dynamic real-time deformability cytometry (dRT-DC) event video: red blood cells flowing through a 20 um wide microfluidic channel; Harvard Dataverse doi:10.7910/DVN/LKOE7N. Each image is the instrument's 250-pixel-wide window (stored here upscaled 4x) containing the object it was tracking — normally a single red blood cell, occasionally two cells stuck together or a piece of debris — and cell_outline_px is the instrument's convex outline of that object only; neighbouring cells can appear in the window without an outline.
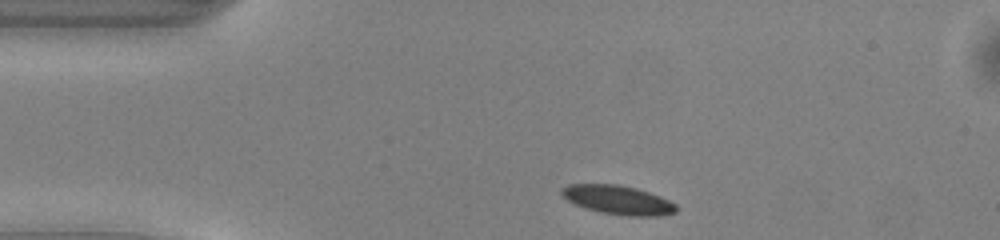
{"species": "common noctule bat (a hibernating species)", "species_latin": "Nyctalus noctula", "temperature_condition": "warm", "stored_images_in_passage": 41, "camera_frame_rate_fps": 3000, "um_per_image_px": 0.085, "animal": {"sex": "male", "body_mass_g": 13.0, "forearm_length_mm": 53.1}, "frame": {"image": 1, "passage_image": 1, "time_ms": 0.0, "image_size_px": [1000, 240], "cell_outline_px": [[676, 212], [656, 216], [628, 216], [600, 212], [576, 204], [568, 200], [560, 192], [560, 188], [568, 184], [616, 184], [636, 188], [660, 196], [676, 204]], "centroid_in_image_um": [52.52, 16.98], "position_along_channel_um": 32.5, "area_um2": 19.13}}
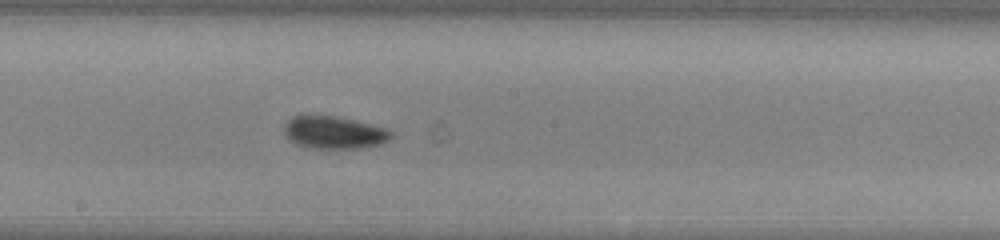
{"frame": {"image": 2, "passage_image": 18, "time_ms": 5.667, "image_size_px": [1000, 240], "cell_outline_px": [[392, 136], [388, 140], [380, 144], [360, 148], [312, 148], [296, 144], [288, 140], [284, 136], [284, 124], [292, 116], [336, 116], [356, 120], [388, 128], [392, 132]], "centroid_in_image_um": [28.39, 11.26], "position_along_channel_um": 219.8, "area_um2": 20.4}}
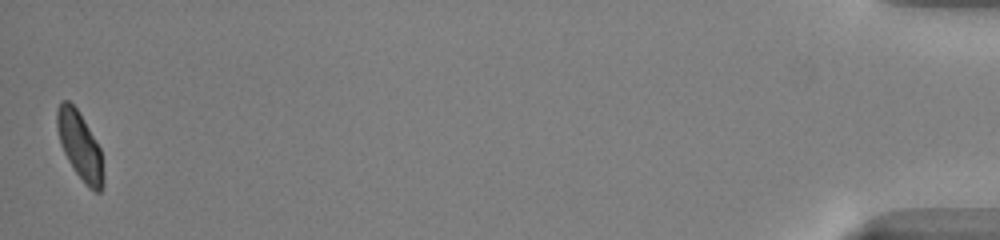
{"frame": {"image": 3, "passage_image": 41, "time_ms": 13.333, "image_size_px": [1000, 240], "cell_outline_px": [[104, 184], [100, 192], [96, 192], [88, 188], [76, 172], [68, 160], [60, 144], [56, 128], [56, 112], [60, 100], [68, 100], [76, 108], [84, 120], [100, 148], [104, 176]], "centroid_in_image_um": [6.78, 12.39], "position_along_channel_um": 428.4, "area_um2": 18.26}, "authors_computed_cell_mechanics": {"area_um2": 19.4208, "velocity_mm_per_s": 4.0426, "shape_relaxation_time_tau1_ms": 2.4823, "shape_relaxation_time_tau2_ms": 3.7101, "deformation_change_tau1": 0.0983, "deformation_change_tau2": 0.0818}}